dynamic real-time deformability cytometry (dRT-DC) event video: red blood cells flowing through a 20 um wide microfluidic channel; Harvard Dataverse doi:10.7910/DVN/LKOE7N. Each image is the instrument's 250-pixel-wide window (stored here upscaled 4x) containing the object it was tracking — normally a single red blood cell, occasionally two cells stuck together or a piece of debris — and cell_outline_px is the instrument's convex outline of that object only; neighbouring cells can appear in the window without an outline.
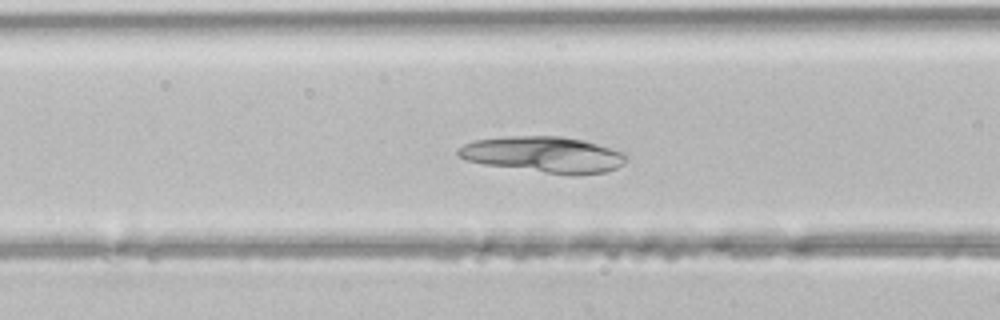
{"species": "common noctule bat (a hibernating species)", "species_latin": "Nyctalus noctula", "temperature_condition": "room temperature", "stored_images_in_passage": 48, "camera_frame_rate_fps": 3000, "um_per_image_px": 0.085, "animal": {"sex": "male", "body_mass_g": 21.5, "forearm_length_mm": 52.0}, "frame": {"image": 1, "passage_image": 19, "time_ms": 6.0, "image_size_px": [1000, 320], "cell_outline_px": [[628, 160], [624, 164], [616, 168], [604, 172], [572, 176], [484, 164], [468, 160], [460, 156], [456, 152], [464, 144], [476, 140], [504, 136], [560, 136], [584, 140], [624, 152], [628, 156]], "centroid_in_image_um": [46.27, 13.14], "position_along_channel_um": 120.3, "area_um2": 35.26}}
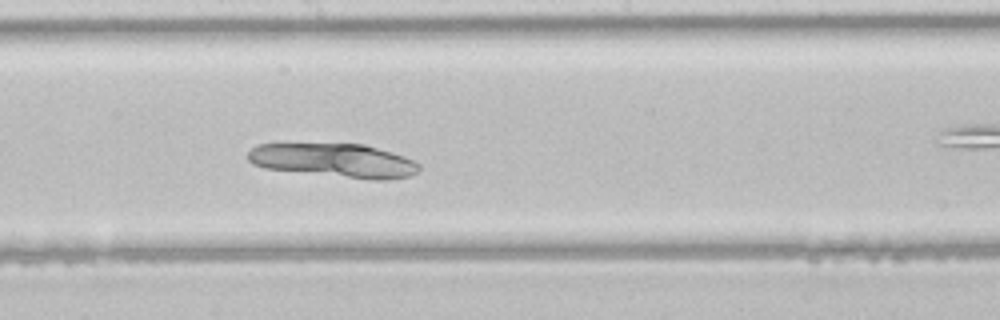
{"frame": {"image": 2, "passage_image": 26, "time_ms": 8.333, "image_size_px": [1000, 320], "cell_outline_px": [[420, 168], [412, 176], [388, 180], [372, 180], [264, 168], [252, 164], [248, 160], [248, 152], [256, 144], [364, 144], [392, 152], [404, 156], [420, 164]], "centroid_in_image_um": [28.42, 13.64], "position_along_channel_um": 219.8, "area_um2": 33.76}}
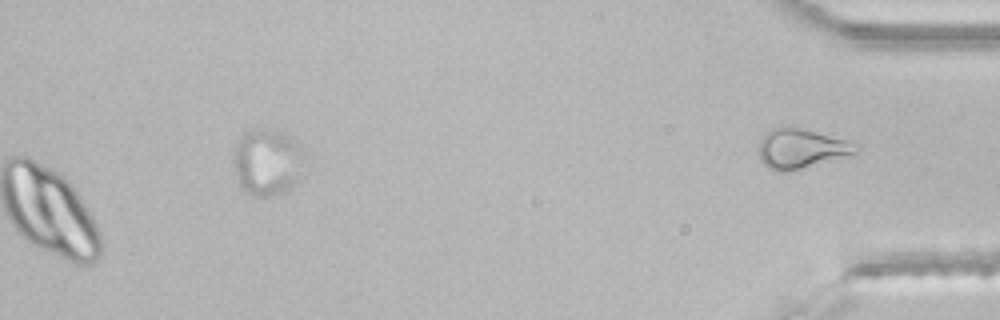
{"frame": {"image": 3, "passage_image": 48, "time_ms": 15.667, "image_size_px": [1000, 320], "cell_outline_px": [[296, 184], [284, 192], [264, 196], [256, 196], [244, 192], [236, 176], [232, 160], [236, 144], [240, 136], [256, 128], [280, 132], [292, 136], [296, 144]], "centroid_in_image_um": [22.56, 13.79], "position_along_channel_um": 412.6, "area_um2": 26.07}}